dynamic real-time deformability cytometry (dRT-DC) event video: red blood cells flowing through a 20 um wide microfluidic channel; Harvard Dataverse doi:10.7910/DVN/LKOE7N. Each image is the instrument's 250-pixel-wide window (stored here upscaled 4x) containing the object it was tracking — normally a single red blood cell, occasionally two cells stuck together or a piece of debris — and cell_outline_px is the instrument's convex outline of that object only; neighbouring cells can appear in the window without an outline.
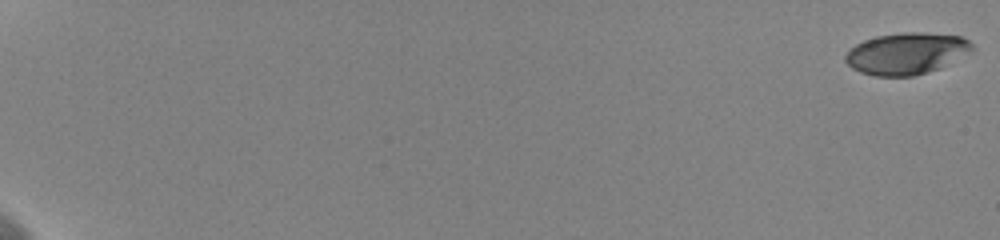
{"species": "human", "species_latin": "Homo sapiens", "temperature_condition": "cold", "stored_images_in_passage": 60, "camera_frame_rate_fps": 3000, "um_per_image_px": 0.085, "donor": {"sex": "female"}, "frame": {"image": 1, "passage_image": 1, "time_ms": 0.0, "image_size_px": [1000, 240], "cell_outline_px": [[976, 48], [940, 68], [912, 76], [876, 76], [860, 72], [852, 68], [844, 60], [844, 56], [856, 44], [864, 40], [876, 36], [904, 32], [920, 32], [960, 36], [968, 40]], "centroid_in_image_um": [77.04, 4.54], "position_along_channel_um": 8.0, "area_um2": 30.52}}
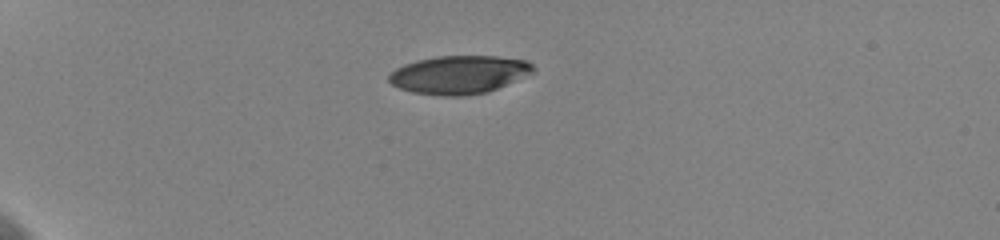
{"frame": {"image": 2, "passage_image": 19, "time_ms": 6.0, "image_size_px": [1000, 240], "cell_outline_px": [[536, 68], [532, 72], [488, 92], [460, 96], [444, 96], [412, 92], [400, 88], [392, 84], [388, 80], [388, 76], [396, 68], [404, 64], [416, 60], [436, 56], [496, 56], [524, 60], [532, 64]], "centroid_in_image_um": [38.98, 6.34], "position_along_channel_um": 46.0, "area_um2": 31.85}}
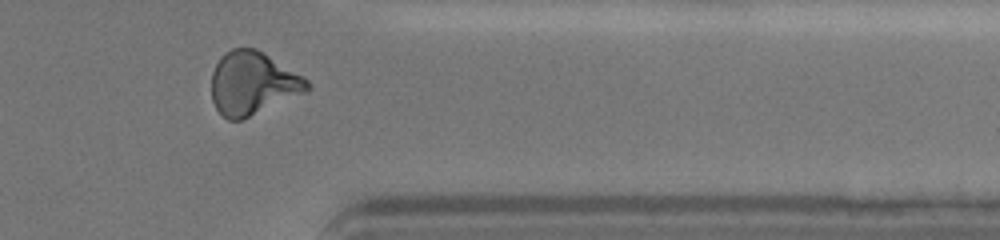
{"frame": {"image": 3, "passage_image": 52, "time_ms": 17.0, "image_size_px": [1000, 240], "cell_outline_px": [[312, 88], [308, 92], [240, 120], [228, 120], [216, 108], [212, 100], [212, 72], [220, 56], [224, 52], [232, 48], [256, 48], [308, 80], [312, 84]], "centroid_in_image_um": [21.49, 7.08], "position_along_channel_um": 389.9, "area_um2": 35.08}, "authors_computed_cell_mechanics": {"area_um2": 33.6685, "velocity_mm_per_s": 3.6123, "shape_relaxation_time_tau1_ms": 5.9628, "shape_relaxation_time_tau2_ms": 3.6415, "deformation_change_tau1": 0.1743, "deformation_change_tau2": 0.1066}}